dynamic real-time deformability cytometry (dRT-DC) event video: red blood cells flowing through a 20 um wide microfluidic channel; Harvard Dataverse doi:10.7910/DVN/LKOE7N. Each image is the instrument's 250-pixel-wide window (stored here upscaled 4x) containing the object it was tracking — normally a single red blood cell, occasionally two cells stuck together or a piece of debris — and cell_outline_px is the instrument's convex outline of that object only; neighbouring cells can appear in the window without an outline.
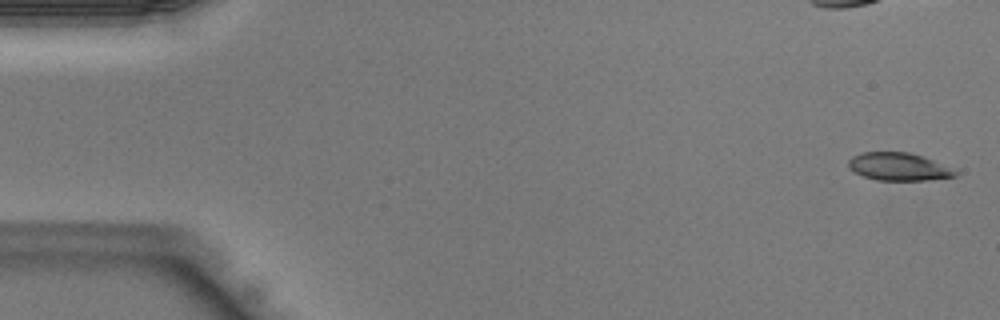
{"species": "Egyptian fruit bat (a non-hibernating species)", "species_latin": "Rousettus aegyptiacus", "temperature_condition": "warm", "stored_images_in_passage": 16, "camera_frame_rate_fps": 3000, "um_per_image_px": 0.085, "animal": {"sex": "male"}, "frame": {"image": 1, "passage_image": 1, "time_ms": 0.0, "image_size_px": [1000, 320], "cell_outline_px": [[960, 172], [956, 176], [928, 180], [876, 180], [864, 176], [848, 168], [848, 160], [852, 156], [864, 152], [908, 152], [932, 160]], "centroid_in_image_um": [76.37, 14.17], "position_along_channel_um": 8.6, "area_um2": 17.11}}